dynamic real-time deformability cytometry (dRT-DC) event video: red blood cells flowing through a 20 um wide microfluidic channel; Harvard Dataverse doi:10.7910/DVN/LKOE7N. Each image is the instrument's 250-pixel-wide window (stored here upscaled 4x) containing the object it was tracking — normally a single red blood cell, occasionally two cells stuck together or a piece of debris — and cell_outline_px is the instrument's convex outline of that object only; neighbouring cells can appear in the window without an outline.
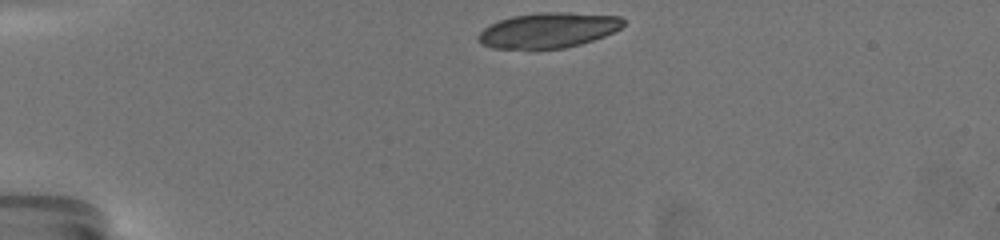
{"species": "common noctule bat (a hibernating species)", "species_latin": "Nyctalus noctula", "temperature_condition": "warm", "stored_images_in_passage": 7, "camera_frame_rate_fps": 3000, "um_per_image_px": 0.085, "animal": {"sex": "female", "body_mass_g": 19.5, "forearm_length_mm": 54.1}, "frame": {"image": 1, "passage_image": 1, "time_ms": 0.0, "image_size_px": [1000, 240], "cell_outline_px": [[624, 24], [620, 28], [604, 36], [580, 44], [564, 48], [492, 48], [480, 44], [476, 40], [476, 36], [484, 28], [500, 20], [512, 16], [536, 12], [568, 12], [620, 16], [624, 20]], "centroid_in_image_um": [46.58, 2.56], "position_along_channel_um": 38.4, "area_um2": 29.71}}